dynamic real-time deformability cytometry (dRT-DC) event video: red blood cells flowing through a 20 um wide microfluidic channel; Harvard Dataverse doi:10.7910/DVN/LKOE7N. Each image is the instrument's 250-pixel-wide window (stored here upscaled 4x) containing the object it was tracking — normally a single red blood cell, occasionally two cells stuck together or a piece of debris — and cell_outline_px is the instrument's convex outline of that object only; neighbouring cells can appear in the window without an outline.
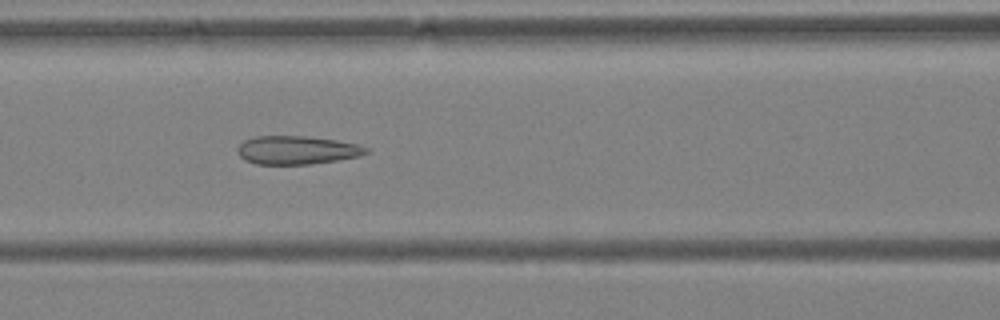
{"species": "Egyptian fruit bat (a non-hibernating species)", "species_latin": "Rousettus aegyptiacus", "temperature_condition": "warm", "stored_images_in_passage": 37, "camera_frame_rate_fps": 3000, "um_per_image_px": 0.085, "animal": {"sex": "female"}, "frame": {"image": 1, "passage_image": 9, "time_ms": 2.667, "image_size_px": [1000, 320], "cell_outline_px": [[368, 152], [360, 156], [336, 160], [308, 164], [256, 164], [244, 160], [240, 156], [236, 148], [244, 140], [256, 136], [304, 136], [336, 140], [356, 144], [368, 148]], "centroid_in_image_um": [25.2, 12.76], "position_along_channel_um": 141.4, "area_um2": 21.15}}
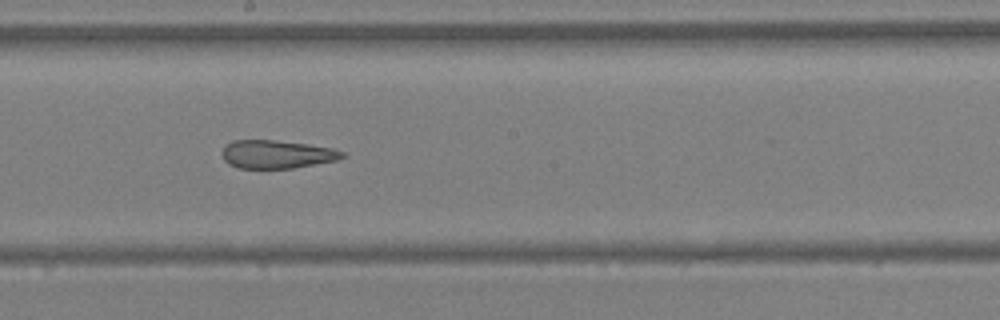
{"frame": {"image": 2, "passage_image": 15, "time_ms": 4.667, "image_size_px": [1000, 320], "cell_outline_px": [[348, 156], [336, 160], [292, 168], [240, 168], [228, 164], [224, 160], [220, 152], [224, 144], [232, 140], [276, 140], [308, 144], [332, 148], [348, 152]], "centroid_in_image_um": [23.52, 13.1], "position_along_channel_um": 224.7, "area_um2": 20.06}}
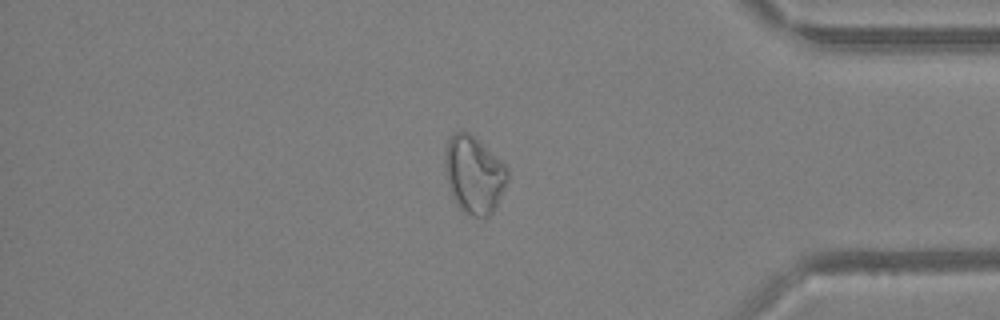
{"frame": {"image": 3, "passage_image": 29, "time_ms": 9.333, "image_size_px": [1000, 320], "cell_outline_px": [[508, 180], [492, 212], [488, 216], [472, 216], [464, 212], [456, 204], [452, 196], [444, 172], [444, 152], [448, 140], [456, 132], [468, 132], [508, 164]], "centroid_in_image_um": [40.29, 14.83], "position_along_channel_um": 394.9, "area_um2": 28.32}, "authors_computed_cell_mechanics": {"area_um2": 23.2934, "velocity_mm_per_s": 4.1817, "shape_relaxation_time_tau1_ms": null, "shape_relaxation_time_tau2_ms": 3.1184, "deformation_change_tau1": null, "deformation_change_tau2": 0.0878}}